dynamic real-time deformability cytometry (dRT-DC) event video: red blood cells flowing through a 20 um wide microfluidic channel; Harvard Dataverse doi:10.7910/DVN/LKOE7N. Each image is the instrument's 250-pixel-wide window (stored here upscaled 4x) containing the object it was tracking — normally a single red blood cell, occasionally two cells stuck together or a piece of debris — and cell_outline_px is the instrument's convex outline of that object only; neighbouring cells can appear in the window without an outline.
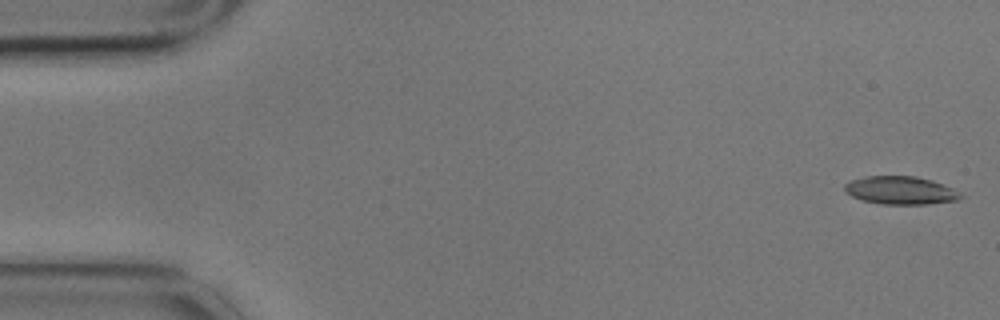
{"species": "common noctule bat (a hibernating species)", "species_latin": "Nyctalus noctula", "temperature_condition": "cold", "stored_images_in_passage": 5, "camera_frame_rate_fps": 3000, "um_per_image_px": 0.085, "animal": {"sex": "male", "body_mass_g": 17.9}, "frame": {"image": 1, "passage_image": 1, "time_ms": 0.0, "image_size_px": [1000, 320], "cell_outline_px": [[964, 196], [956, 200], [928, 204], [880, 204], [860, 200], [844, 192], [844, 184], [852, 180], [868, 176], [916, 176], [932, 180], [952, 188], [960, 192]], "centroid_in_image_um": [76.53, 16.18], "position_along_channel_um": 8.5, "area_um2": 19.02}}
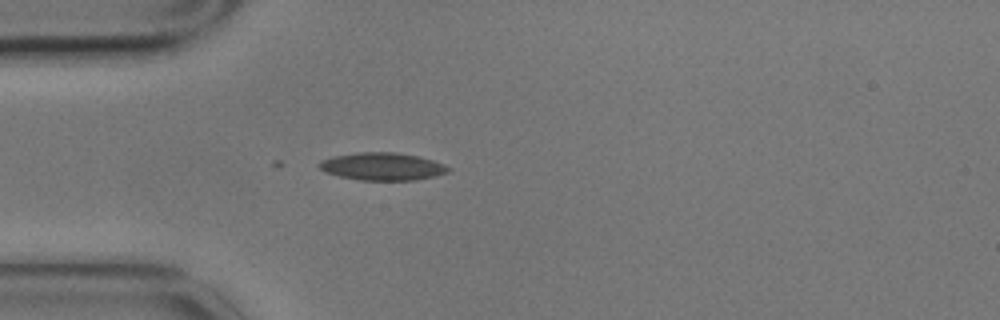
{"frame": {"image": 2, "passage_image": 5, "time_ms": 1.333, "image_size_px": [1000, 320], "cell_outline_px": [[452, 168], [448, 172], [436, 176], [416, 180], [360, 180], [340, 176], [324, 172], [316, 164], [320, 160], [332, 156], [360, 152], [396, 152], [416, 156], [432, 160], [444, 164]], "centroid_in_image_um": [32.48, 14.15], "position_along_channel_um": 52.5, "area_um2": 20.87}}